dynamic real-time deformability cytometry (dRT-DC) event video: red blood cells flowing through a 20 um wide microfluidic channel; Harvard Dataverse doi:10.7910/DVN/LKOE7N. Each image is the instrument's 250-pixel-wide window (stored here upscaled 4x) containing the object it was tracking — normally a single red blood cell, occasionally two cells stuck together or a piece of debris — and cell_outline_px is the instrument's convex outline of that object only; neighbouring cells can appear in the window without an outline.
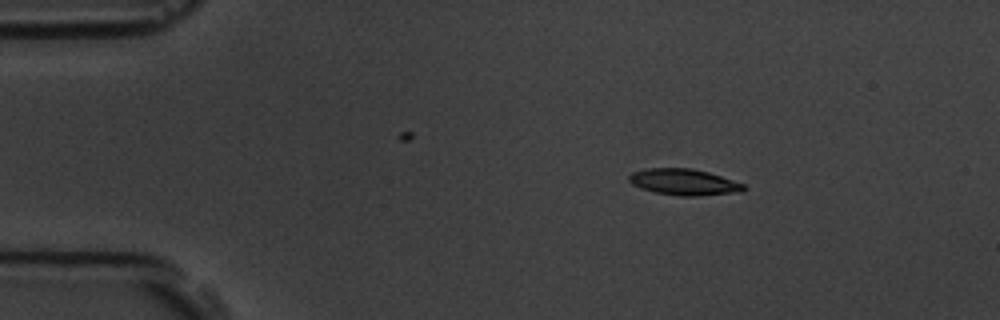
{"species": "common noctule bat (a hibernating species)", "species_latin": "Nyctalus noctula", "temperature_condition": "room temperature", "stored_images_in_passage": 3, "camera_frame_rate_fps": 3000, "um_per_image_px": 0.085, "animal": {"sex": "male", "body_mass_g": 19.5, "forearm_length_mm": 54.6}, "frame": {"image": 1, "passage_image": 1, "time_ms": 0.0, "image_size_px": [1000, 320], "cell_outline_px": [[748, 188], [740, 192], [696, 196], [680, 196], [656, 192], [640, 188], [632, 184], [628, 180], [628, 176], [632, 172], [648, 168], [692, 168], [708, 172], [744, 184]], "centroid_in_image_um": [58.13, 15.47], "position_along_channel_um": 26.9, "area_um2": 17.51}}